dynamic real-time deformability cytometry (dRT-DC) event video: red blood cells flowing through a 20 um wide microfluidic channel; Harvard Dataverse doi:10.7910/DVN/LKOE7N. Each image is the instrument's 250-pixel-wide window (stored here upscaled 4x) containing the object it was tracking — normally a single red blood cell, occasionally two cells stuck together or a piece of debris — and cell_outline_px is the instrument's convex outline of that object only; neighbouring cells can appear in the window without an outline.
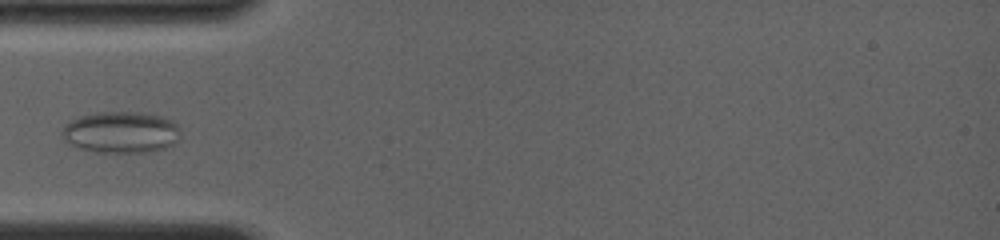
{"species": "common noctule bat (a hibernating species)", "species_latin": "Nyctalus noctula", "temperature_condition": "room temperature", "stored_images_in_passage": 33, "camera_frame_rate_fps": 4000, "um_per_image_px": 0.085, "animal": {"sex": "female", "body_mass_g": 19.0, "forearm_length_mm": 56.7}, "frame": {"image": 1, "passage_image": 6, "time_ms": 3.0, "image_size_px": [1000, 240], "cell_outline_px": [[180, 136], [172, 144], [164, 148], [148, 152], [96, 152], [76, 148], [68, 144], [64, 140], [60, 132], [72, 120], [80, 116], [96, 112], [140, 112], [160, 116], [172, 120], [180, 128]], "centroid_in_image_um": [10.27, 11.24], "position_along_channel_um": 74.7, "area_um2": 28.73}}
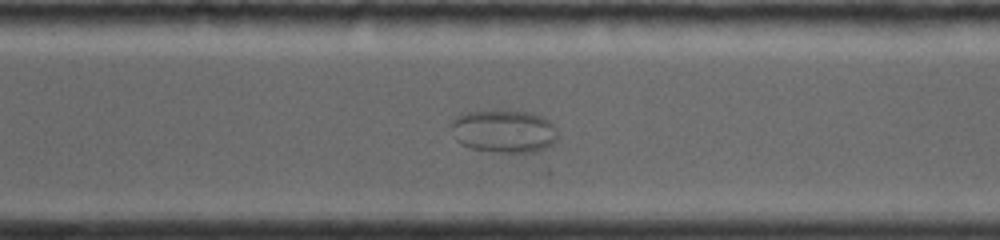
{"frame": {"image": 2, "passage_image": 21, "time_ms": 9.75, "image_size_px": [1000, 240], "cell_outline_px": [[560, 136], [552, 144], [544, 148], [532, 152], [500, 152], [472, 148], [460, 144], [456, 140], [452, 128], [452, 120], [456, 116], [468, 112], [528, 112], [540, 116], [548, 120], [556, 128]], "centroid_in_image_um": [42.86, 11.17], "position_along_channel_um": 327.7, "area_um2": 26.13}}
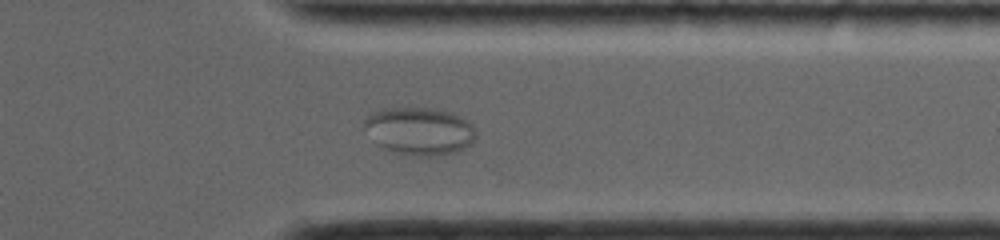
{"frame": {"image": 3, "passage_image": 25, "time_ms": 11.0, "image_size_px": [1000, 240], "cell_outline_px": [[476, 136], [464, 148], [456, 152], [436, 156], [412, 156], [392, 152], [380, 144], [364, 128], [364, 120], [372, 112], [384, 108], [428, 108], [452, 112], [472, 124], [476, 132]], "centroid_in_image_um": [35.67, 11.14], "position_along_channel_um": 375.7, "area_um2": 30.69}}